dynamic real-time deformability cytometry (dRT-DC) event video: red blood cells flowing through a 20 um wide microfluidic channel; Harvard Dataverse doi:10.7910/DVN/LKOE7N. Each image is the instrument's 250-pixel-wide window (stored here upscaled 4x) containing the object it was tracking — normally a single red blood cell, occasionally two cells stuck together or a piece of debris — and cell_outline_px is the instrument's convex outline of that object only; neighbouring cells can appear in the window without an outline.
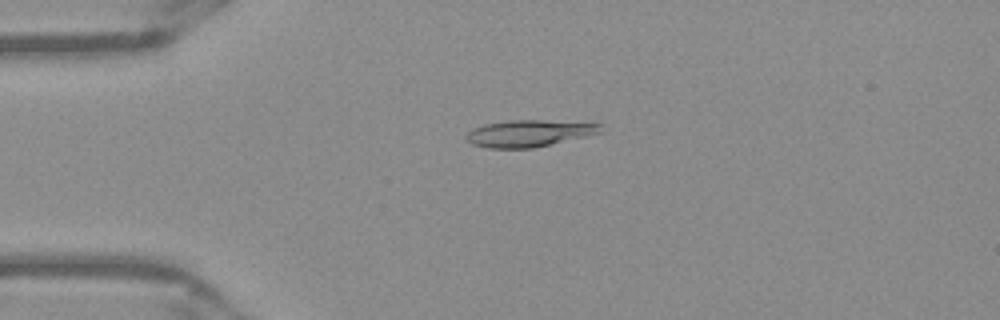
{"species": "Egyptian fruit bat (a non-hibernating species)", "species_latin": "Rousettus aegyptiacus", "temperature_condition": "warm", "stored_images_in_passage": 51, "camera_frame_rate_fps": 3000, "um_per_image_px": 0.085, "frame": {"image": 1, "passage_image": 12, "time_ms": 3.667, "image_size_px": [1000, 320], "cell_outline_px": [[600, 132], [584, 136], [532, 148], [488, 148], [472, 144], [464, 140], [464, 136], [472, 128], [484, 124], [508, 120], [544, 120], [600, 124]], "centroid_in_image_um": [44.83, 11.33], "position_along_channel_um": 40.2, "area_um2": 20.69}}
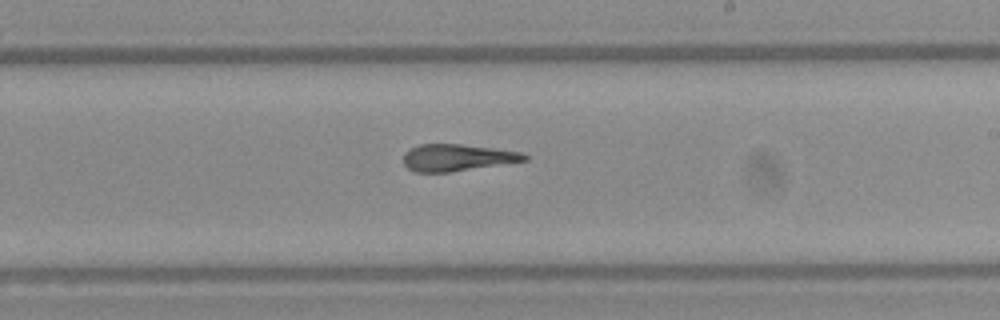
{"frame": {"image": 2, "passage_image": 30, "time_ms": 9.667, "image_size_px": [1000, 320], "cell_outline_px": [[528, 160], [448, 172], [416, 172], [408, 168], [404, 164], [404, 152], [420, 144], [460, 144], [524, 152], [528, 156]], "centroid_in_image_um": [38.86, 13.39], "position_along_channel_um": 250.1, "area_um2": 18.73}}
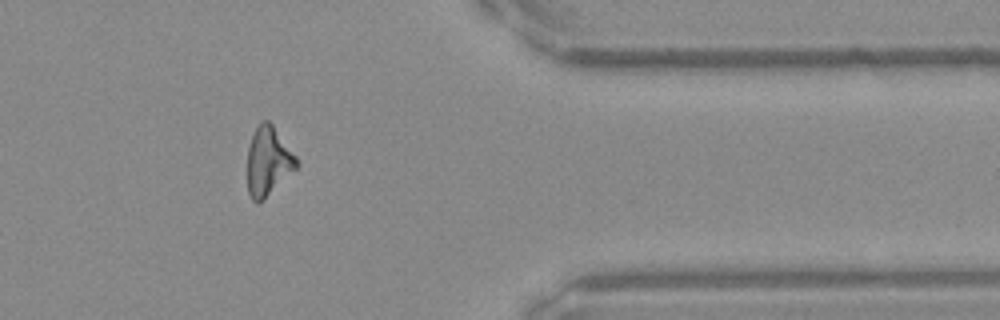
{"frame": {"image": 3, "passage_image": 42, "time_ms": 13.667, "image_size_px": [1000, 320], "cell_outline_px": [[300, 164], [296, 168], [256, 204], [252, 200], [248, 192], [248, 148], [252, 136], [256, 128], [264, 120], [268, 120], [272, 124], [296, 156]], "centroid_in_image_um": [22.79, 13.68], "position_along_channel_um": 388.6, "area_um2": 19.07}, "authors_computed_cell_mechanics": {"area_um2": 20.1144, "velocity_mm_per_s": 3.953, "shape_relaxation_time_tau1_ms": null, "shape_relaxation_time_tau2_ms": 3.3924, "deformation_change_tau1": null, "deformation_change_tau2": 0.1025}}